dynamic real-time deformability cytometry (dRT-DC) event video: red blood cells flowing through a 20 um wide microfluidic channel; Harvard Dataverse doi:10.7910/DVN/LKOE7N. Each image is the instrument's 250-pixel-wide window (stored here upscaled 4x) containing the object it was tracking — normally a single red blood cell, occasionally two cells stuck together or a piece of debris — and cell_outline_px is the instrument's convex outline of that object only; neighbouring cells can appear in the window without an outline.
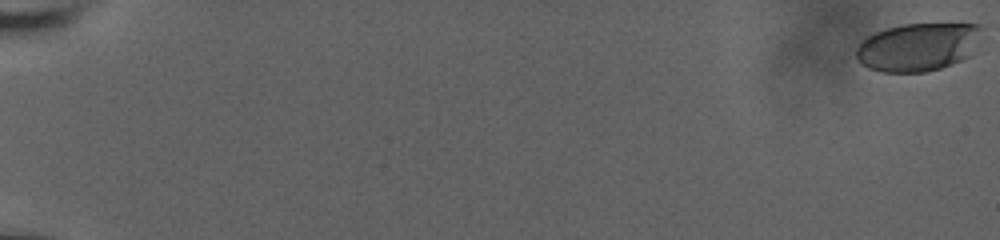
{"species": "human", "species_latin": "Homo sapiens", "temperature_condition": "room temperature", "stored_images_in_passage": 16, "camera_frame_rate_fps": 3000, "um_per_image_px": 0.085, "donor": {"sex": "male"}, "frame": {"image": 1, "passage_image": 1, "time_ms": 0.0, "image_size_px": [1000, 240], "cell_outline_px": [[980, 28], [968, 56], [960, 60], [940, 68], [928, 72], [880, 72], [868, 68], [860, 64], [856, 56], [856, 48], [864, 36], [888, 28], [904, 24], [980, 24]], "centroid_in_image_um": [77.9, 4.01], "position_along_channel_um": 7.1, "area_um2": 34.74}}
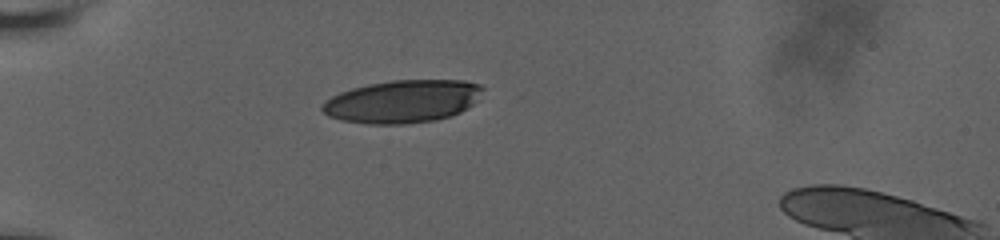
{"frame": {"image": 2, "passage_image": 12, "time_ms": 6.667, "image_size_px": [1000, 240], "cell_outline_px": [[484, 88], [472, 104], [468, 108], [452, 116], [436, 120], [404, 124], [368, 124], [340, 120], [328, 116], [320, 108], [320, 104], [324, 100], [340, 92], [352, 88], [368, 84], [392, 80], [464, 80], [480, 84]], "centroid_in_image_um": [34.18, 8.62], "position_along_channel_um": 50.8, "area_um2": 40.23}}
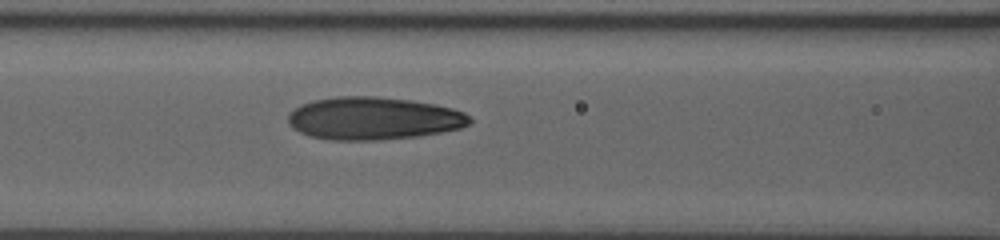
{"frame": {"image": 3, "passage_image": 16, "time_ms": 9.667, "image_size_px": [1000, 240], "cell_outline_px": [[472, 120], [468, 124], [460, 128], [420, 136], [380, 140], [328, 140], [308, 136], [292, 128], [288, 124], [288, 112], [300, 104], [316, 100], [336, 96], [376, 96], [412, 100], [436, 104], [452, 108], [464, 112]], "centroid_in_image_um": [31.71, 10.06], "position_along_channel_um": 134.9, "area_um2": 45.55}}